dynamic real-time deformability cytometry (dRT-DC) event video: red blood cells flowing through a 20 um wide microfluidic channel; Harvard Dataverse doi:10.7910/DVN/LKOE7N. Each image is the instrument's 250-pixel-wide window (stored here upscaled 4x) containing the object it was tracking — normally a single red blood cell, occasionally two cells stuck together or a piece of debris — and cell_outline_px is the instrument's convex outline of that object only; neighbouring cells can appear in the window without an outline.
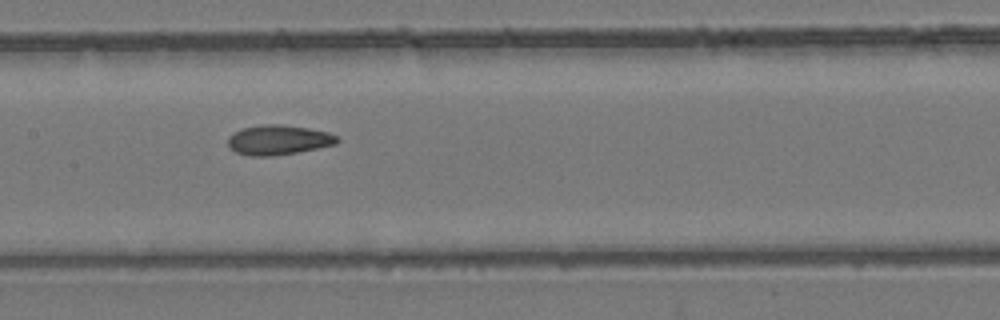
{"species": "common noctule bat (a hibernating species)", "species_latin": "Nyctalus noctula", "temperature_condition": "room temperature", "stored_images_in_passage": 7, "segment_of_instrument_passage": [1, 2], "camera_frame_rate_fps": 3000, "um_per_image_px": 0.085, "animal": {"sex": "female", "body_mass_g": 24.6, "forearm_length_mm": 56.2}, "frame": {"image": 1, "passage_image": 5, "time_ms": 5.667, "image_size_px": [1000, 320], "cell_outline_px": [[340, 140], [336, 144], [296, 152], [268, 156], [248, 156], [236, 152], [228, 144], [228, 136], [244, 128], [264, 124], [280, 124], [308, 128], [328, 132], [336, 136]], "centroid_in_image_um": [23.67, 11.89], "position_along_channel_um": 183.7, "area_um2": 18.67}}
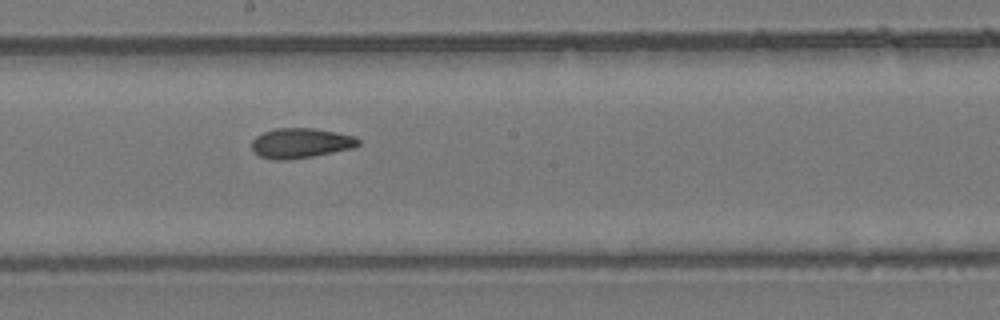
{"frame": {"image": 2, "passage_image": 6, "time_ms": 6.667, "image_size_px": [1000, 320], "cell_outline_px": [[360, 144], [352, 148], [312, 156], [288, 160], [272, 160], [260, 156], [252, 152], [252, 140], [256, 136], [264, 132], [276, 128], [316, 128], [356, 136], [360, 140]], "centroid_in_image_um": [25.54, 12.16], "position_along_channel_um": 222.7, "area_um2": 18.73}}